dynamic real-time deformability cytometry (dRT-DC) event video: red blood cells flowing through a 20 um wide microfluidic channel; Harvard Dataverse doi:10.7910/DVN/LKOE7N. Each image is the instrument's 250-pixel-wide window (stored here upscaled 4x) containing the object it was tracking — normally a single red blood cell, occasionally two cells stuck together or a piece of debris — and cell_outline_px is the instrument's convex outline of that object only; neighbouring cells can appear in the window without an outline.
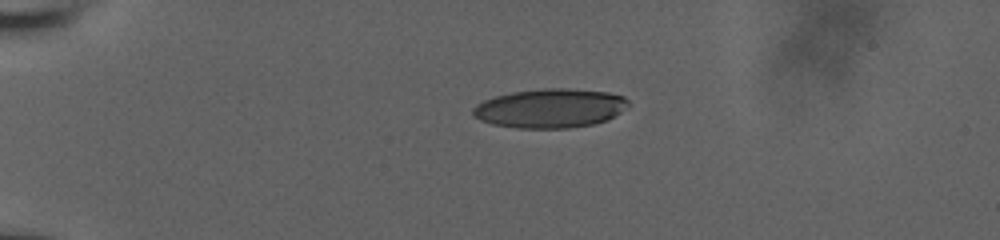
{"species": "human", "species_latin": "Homo sapiens", "temperature_condition": "room temperature", "stored_images_in_passage": 43, "camera_frame_rate_fps": 3000, "um_per_image_px": 0.085, "donor": {"sex": "male"}, "frame": {"image": 1, "passage_image": 1, "time_ms": 0.0, "image_size_px": [1000, 240], "cell_outline_px": [[628, 104], [620, 112], [608, 120], [592, 124], [568, 128], [516, 128], [492, 124], [480, 120], [472, 116], [472, 108], [476, 104], [484, 100], [496, 96], [512, 92], [544, 88], [568, 88], [608, 92], [624, 96], [628, 100]], "centroid_in_image_um": [46.73, 9.2], "position_along_channel_um": 38.3, "area_um2": 35.49}}
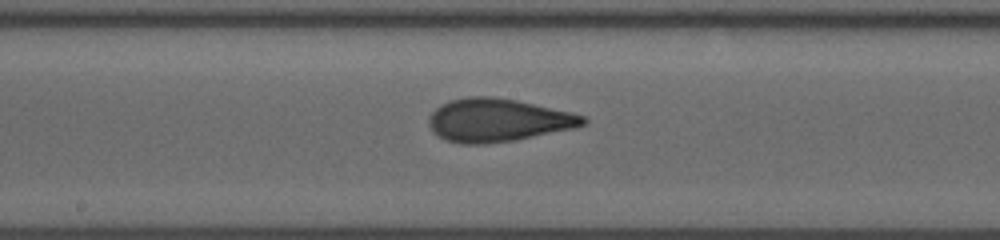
{"frame": {"image": 2, "passage_image": 19, "time_ms": 6.0, "image_size_px": [1000, 240], "cell_outline_px": [[588, 120], [584, 124], [576, 128], [516, 140], [484, 144], [460, 144], [444, 140], [432, 132], [428, 124], [428, 116], [440, 104], [452, 100], [468, 96], [492, 96], [516, 100], [572, 112], [584, 116]], "centroid_in_image_um": [42.29, 10.22], "position_along_channel_um": 205.9, "area_um2": 39.07}}
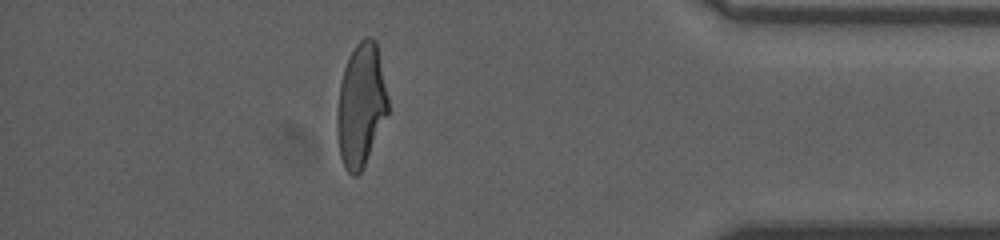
{"frame": {"image": 3, "passage_image": 37, "time_ms": 12.0, "image_size_px": [1000, 240], "cell_outline_px": [[388, 112], [364, 164], [360, 172], [356, 176], [352, 176], [344, 168], [340, 156], [336, 132], [336, 116], [340, 84], [344, 68], [356, 44], [364, 36], [368, 36], [376, 40], [388, 100]], "centroid_in_image_um": [30.65, 8.94], "position_along_channel_um": 404.5, "area_um2": 36.13}, "authors_computed_cell_mechanics": {"area_um2": 37.2232, "velocity_mm_per_s": 3.8305, "shape_relaxation_time_tau1_ms": 9.4474, "shape_relaxation_time_tau2_ms": 1.07, "deformation_change_tau1": 0.2904, "deformation_change_tau2": 0.0805}}